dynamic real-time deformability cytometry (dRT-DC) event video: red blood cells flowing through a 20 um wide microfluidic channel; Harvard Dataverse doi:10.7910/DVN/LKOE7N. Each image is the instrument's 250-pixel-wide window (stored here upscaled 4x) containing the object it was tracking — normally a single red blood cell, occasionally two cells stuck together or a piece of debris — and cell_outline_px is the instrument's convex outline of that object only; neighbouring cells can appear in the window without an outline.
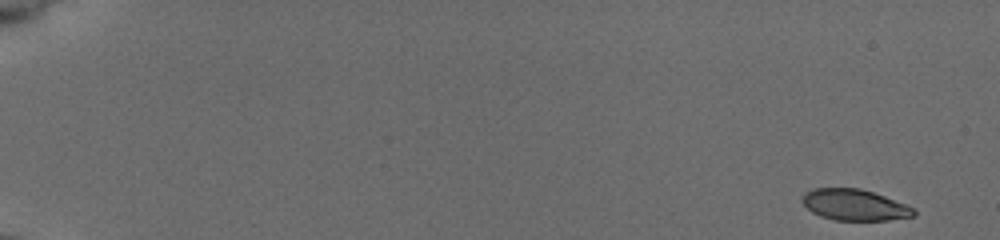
{"species": "common noctule bat (a hibernating species)", "species_latin": "Nyctalus noctula", "temperature_condition": "cold", "stored_images_in_passage": 45, "camera_frame_rate_fps": 3000, "um_per_image_px": 0.085, "animal": {"sex": "female", "body_mass_g": 19.5, "forearm_length_mm": 54.1}, "frame": {"image": 1, "passage_image": 1, "time_ms": 0.0, "image_size_px": [1000, 240], "cell_outline_px": [[916, 216], [888, 220], [836, 220], [820, 216], [812, 212], [800, 200], [800, 196], [804, 192], [812, 188], [860, 188], [884, 196], [916, 208]], "centroid_in_image_um": [72.62, 17.41], "position_along_channel_um": 12.4, "area_um2": 20.4}}
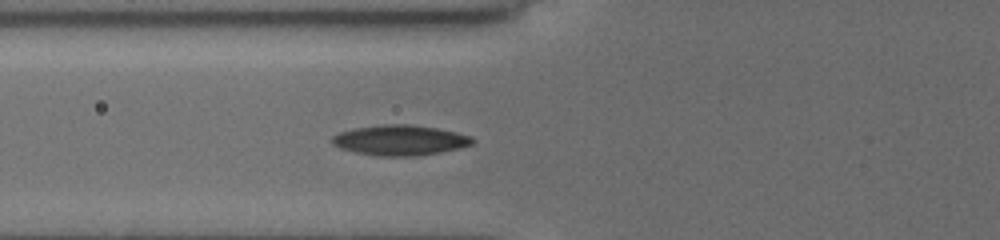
{"frame": {"image": 2, "passage_image": 27, "time_ms": 7.0, "image_size_px": [1000, 240], "cell_outline_px": [[476, 140], [472, 144], [460, 148], [440, 152], [416, 156], [376, 156], [356, 152], [340, 148], [332, 144], [332, 136], [340, 132], [356, 128], [380, 124], [412, 124], [436, 128], [456, 132], [472, 136]], "centroid_in_image_um": [34.02, 11.91], "position_along_channel_um": 91.8, "area_um2": 24.85}}
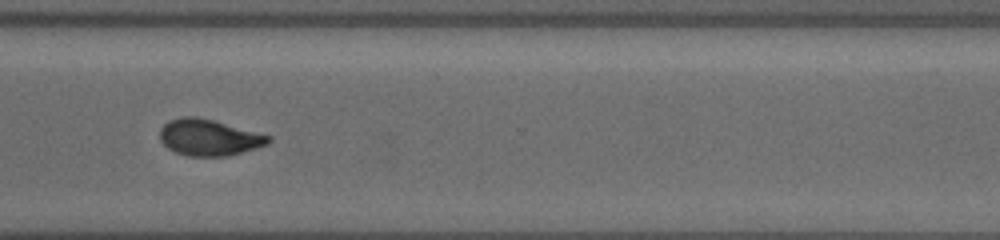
{"frame": {"image": 3, "passage_image": 44, "time_ms": 14.0, "image_size_px": [1000, 240], "cell_outline_px": [[272, 140], [268, 144], [256, 148], [228, 156], [188, 156], [176, 152], [168, 148], [160, 140], [160, 128], [168, 120], [184, 116], [192, 116], [212, 120], [272, 136]], "centroid_in_image_um": [17.76, 11.69], "position_along_channel_um": 352.8, "area_um2": 22.89}}